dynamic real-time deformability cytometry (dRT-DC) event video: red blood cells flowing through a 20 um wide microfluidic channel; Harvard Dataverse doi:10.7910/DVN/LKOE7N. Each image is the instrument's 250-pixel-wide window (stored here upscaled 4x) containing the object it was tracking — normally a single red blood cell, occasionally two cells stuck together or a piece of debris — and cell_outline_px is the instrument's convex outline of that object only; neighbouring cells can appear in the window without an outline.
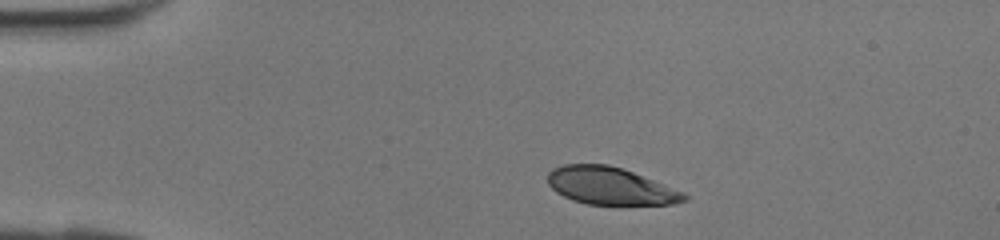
{"species": "human", "species_latin": "Homo sapiens", "temperature_condition": "room temperature", "stored_images_in_passage": 34, "camera_frame_rate_fps": 3000, "um_per_image_px": 0.085, "donor": {"sex": "female"}, "frame": {"image": 1, "passage_image": 1, "time_ms": 0.0, "image_size_px": [1000, 240], "cell_outline_px": [[688, 200], [672, 204], [588, 204], [572, 200], [556, 192], [548, 184], [548, 172], [552, 168], [564, 164], [608, 164], [624, 168], [684, 192], [688, 196]], "centroid_in_image_um": [51.87, 15.79], "position_along_channel_um": 33.1, "area_um2": 29.77}}
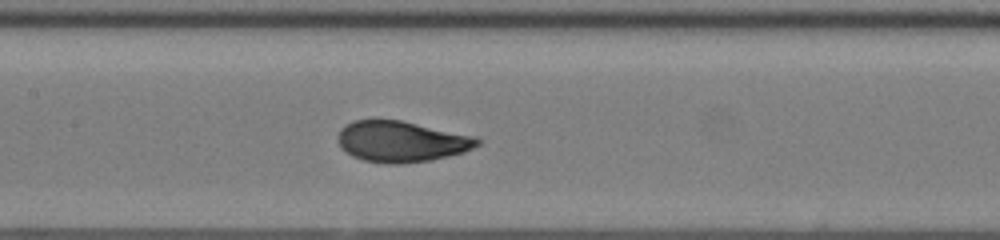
{"frame": {"image": 2, "passage_image": 13, "time_ms": 4.0, "image_size_px": [1000, 240], "cell_outline_px": [[480, 144], [464, 152], [432, 160], [400, 164], [388, 164], [364, 160], [352, 156], [340, 144], [340, 128], [344, 124], [352, 120], [400, 120], [480, 136]], "centroid_in_image_um": [34.19, 12.02], "position_along_channel_um": 173.2, "area_um2": 33.35}}
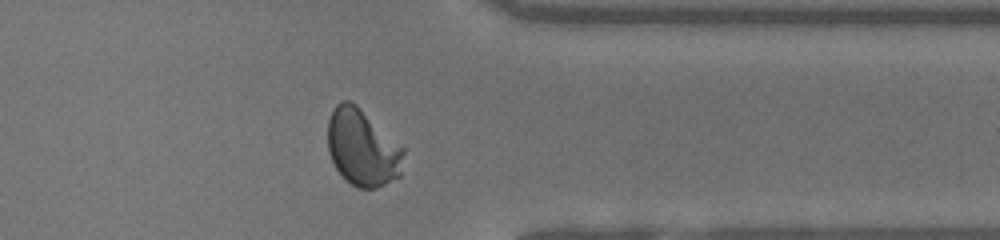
{"frame": {"image": 3, "passage_image": 26, "time_ms": 8.333, "image_size_px": [1000, 240], "cell_outline_px": [[404, 152], [400, 176], [384, 184], [372, 188], [356, 188], [336, 168], [328, 152], [328, 120], [336, 104], [344, 100], [348, 100], [356, 104], [404, 148]], "centroid_in_image_um": [30.8, 12.54], "position_along_channel_um": 380.6, "area_um2": 33.52}}